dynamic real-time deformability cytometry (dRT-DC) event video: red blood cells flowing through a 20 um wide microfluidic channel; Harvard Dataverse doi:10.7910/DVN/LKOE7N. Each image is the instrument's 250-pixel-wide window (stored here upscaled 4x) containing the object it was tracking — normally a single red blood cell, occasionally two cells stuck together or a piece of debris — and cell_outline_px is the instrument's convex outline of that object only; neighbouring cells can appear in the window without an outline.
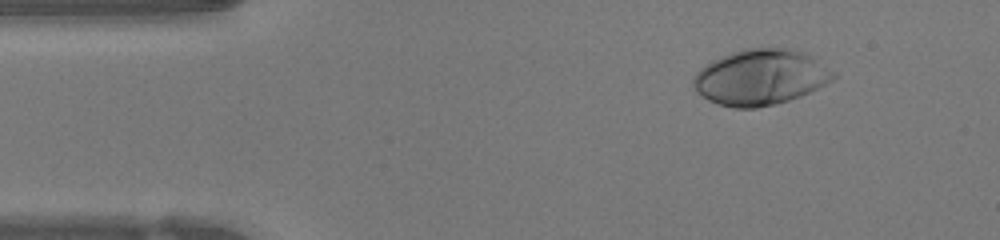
{"species": "human", "species_latin": "Homo sapiens", "temperature_condition": "warm", "stored_images_in_passage": 45, "camera_frame_rate_fps": 3000, "um_per_image_px": 0.085, "donor": {"sex": "female"}, "frame": {"image": 1, "passage_image": 4, "time_ms": 1.0, "image_size_px": [1000, 240], "cell_outline_px": [[836, 76], [832, 80], [800, 96], [776, 104], [756, 108], [736, 108], [720, 104], [708, 100], [696, 92], [692, 84], [692, 80], [696, 72], [704, 64], [712, 60], [732, 52], [744, 48], [792, 48], [804, 52], [812, 56], [832, 72]], "centroid_in_image_um": [64.59, 6.56], "position_along_channel_um": 20.4, "area_um2": 45.2}}
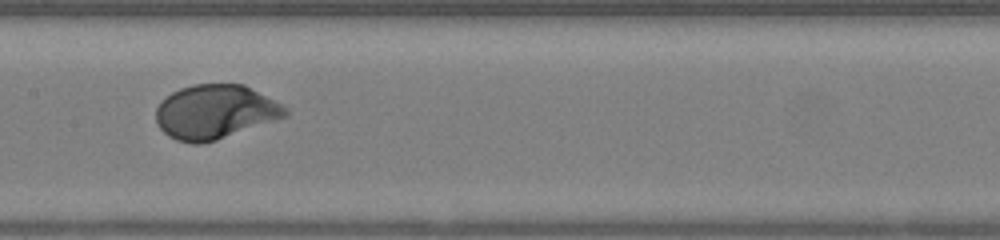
{"frame": {"image": 2, "passage_image": 21, "time_ms": 6.667, "image_size_px": [1000, 240], "cell_outline_px": [[288, 116], [216, 140], [200, 144], [196, 144], [176, 140], [168, 136], [156, 124], [156, 108], [172, 92], [180, 88], [192, 84], [244, 84], [288, 108]], "centroid_in_image_um": [18.28, 9.51], "position_along_channel_um": 189.1, "area_um2": 40.63}}
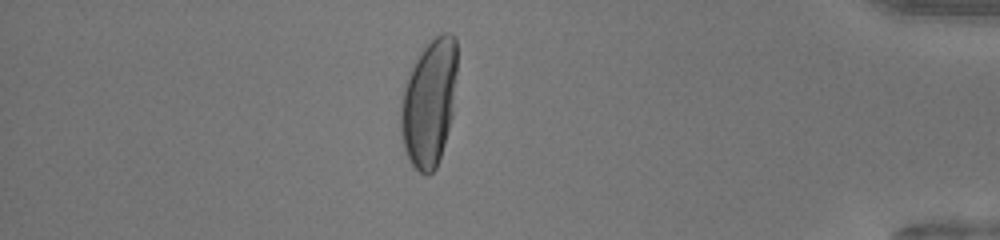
{"frame": {"image": 3, "passage_image": 39, "time_ms": 12.667, "image_size_px": [1000, 240], "cell_outline_px": [[456, 72], [452, 116], [444, 144], [436, 168], [428, 176], [424, 176], [412, 164], [404, 148], [400, 132], [400, 100], [404, 80], [412, 64], [424, 44], [440, 32], [452, 32], [456, 36]], "centroid_in_image_um": [36.45, 8.66], "position_along_channel_um": 398.8, "area_um2": 42.48}, "authors_computed_cell_mechanics": {"area_um2": 40.8068, "velocity_mm_per_s": 4.2385, "shape_relaxation_time_tau1_ms": 2.44, "shape_relaxation_time_tau2_ms": null, "deformation_change_tau1": 0.1832, "deformation_change_tau2": null}}